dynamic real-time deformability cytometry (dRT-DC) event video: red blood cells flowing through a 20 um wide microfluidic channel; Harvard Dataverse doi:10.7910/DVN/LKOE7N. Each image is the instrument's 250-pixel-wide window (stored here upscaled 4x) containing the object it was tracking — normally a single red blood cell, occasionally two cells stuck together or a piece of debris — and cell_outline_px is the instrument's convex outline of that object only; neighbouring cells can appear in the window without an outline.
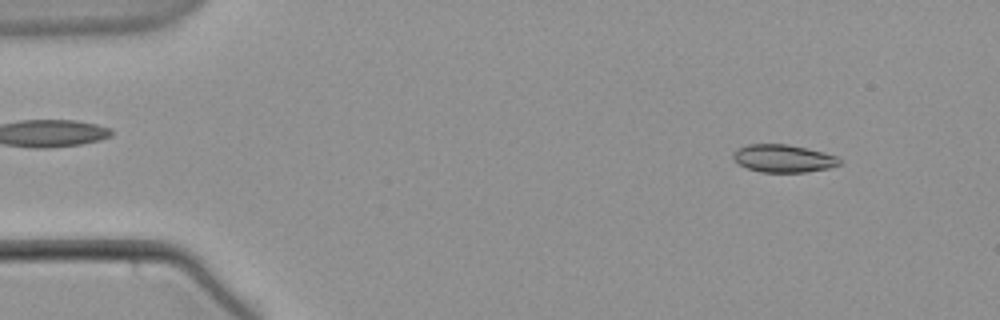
{"species": "common noctule bat (a hibernating species)", "species_latin": "Nyctalus noctula", "temperature_condition": "warm", "stored_images_in_passage": 54, "camera_frame_rate_fps": 3000, "um_per_image_px": 0.085, "animal": {"sex": "male", "body_mass_g": 21.5, "forearm_length_mm": 52.0}, "frame": {"image": 1, "passage_image": 4, "time_ms": 1.0, "image_size_px": [1000, 320], "cell_outline_px": [[844, 160], [840, 164], [828, 168], [804, 172], [760, 172], [748, 168], [740, 164], [732, 156], [740, 148], [748, 144], [788, 144], [824, 152], [836, 156]], "centroid_in_image_um": [66.64, 13.47], "position_along_channel_um": 18.4, "area_um2": 16.99}}
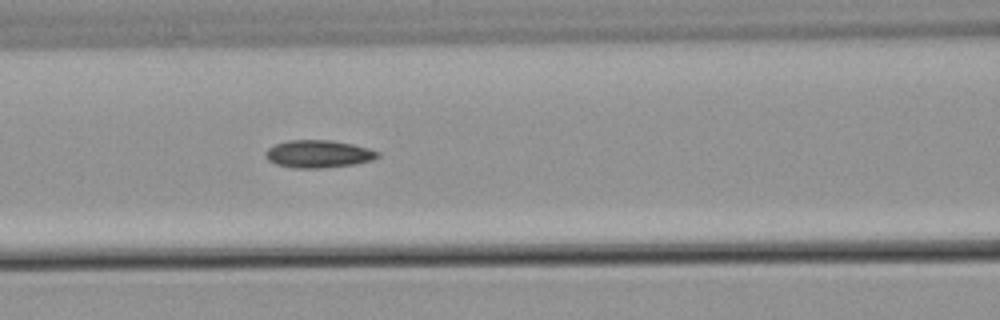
{"frame": {"image": 2, "passage_image": 22, "time_ms": 7.0, "image_size_px": [1000, 320], "cell_outline_px": [[380, 156], [372, 160], [356, 164], [324, 168], [296, 168], [276, 164], [268, 160], [264, 156], [264, 152], [268, 148], [276, 144], [288, 140], [332, 140], [352, 144], [368, 148], [380, 152]], "centroid_in_image_um": [27.07, 13.08], "position_along_channel_um": 139.5, "area_um2": 18.15}}
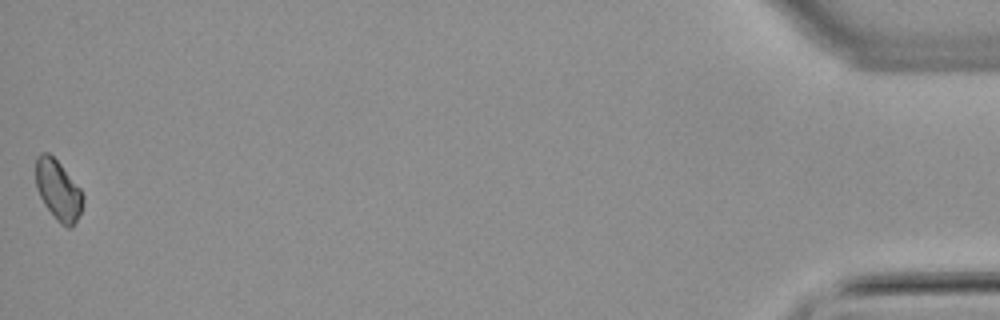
{"frame": {"image": 3, "passage_image": 54, "time_ms": 17.667, "image_size_px": [1000, 320], "cell_outline_px": [[84, 200], [80, 212], [72, 228], [68, 228], [60, 224], [56, 220], [44, 204], [36, 188], [36, 156], [40, 152], [48, 152], [60, 164], [80, 188], [84, 196]], "centroid_in_image_um": [4.94, 16.17], "position_along_channel_um": 430.3, "area_um2": 16.53}}